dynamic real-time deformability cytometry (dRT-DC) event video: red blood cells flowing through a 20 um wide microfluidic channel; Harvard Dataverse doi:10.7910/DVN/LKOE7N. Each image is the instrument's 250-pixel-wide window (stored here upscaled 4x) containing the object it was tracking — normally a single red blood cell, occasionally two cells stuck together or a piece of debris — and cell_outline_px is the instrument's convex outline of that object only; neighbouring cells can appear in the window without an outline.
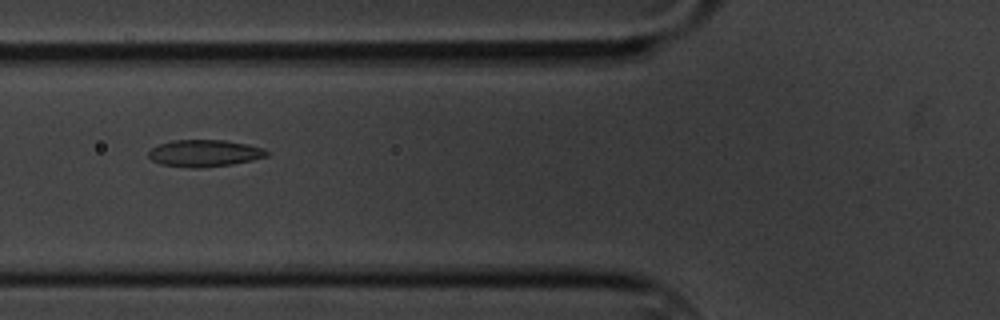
{"species": "common noctule bat (a hibernating species)", "species_latin": "Nyctalus noctula", "temperature_condition": "cold", "stored_images_in_passage": 7, "camera_frame_rate_fps": 3000, "um_per_image_px": 0.085, "animal": {"sex": "male", "body_mass_g": 20.1, "forearm_length_mm": 53.5}, "frame": {"image": 1, "passage_image": 4, "time_ms": 3.333, "image_size_px": [1000, 320], "cell_outline_px": [[268, 156], [252, 160], [232, 164], [200, 168], [192, 168], [160, 164], [152, 160], [148, 156], [148, 152], [152, 148], [160, 144], [172, 140], [224, 140], [248, 144], [264, 148], [268, 152]], "centroid_in_image_um": [17.39, 13.02], "position_along_channel_um": 108.4, "area_um2": 18.55}}
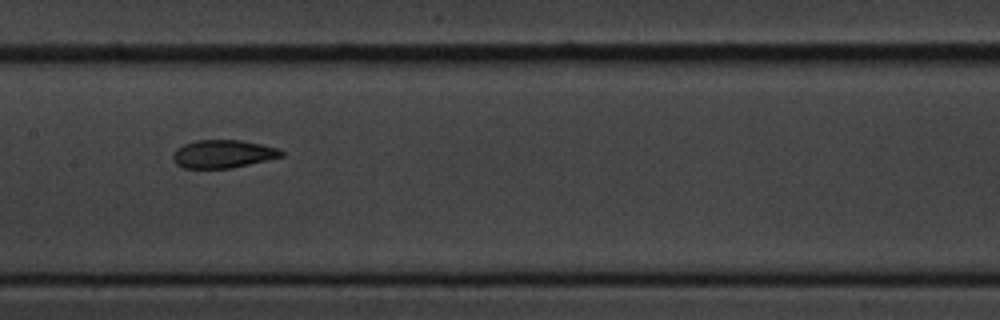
{"frame": {"image": 2, "passage_image": 6, "time_ms": 5.667, "image_size_px": [1000, 320], "cell_outline_px": [[284, 156], [232, 168], [184, 168], [176, 164], [172, 160], [172, 156], [176, 148], [184, 144], [196, 140], [240, 140], [280, 148], [284, 152]], "centroid_in_image_um": [18.95, 13.08], "position_along_channel_um": 188.4, "area_um2": 17.8}}
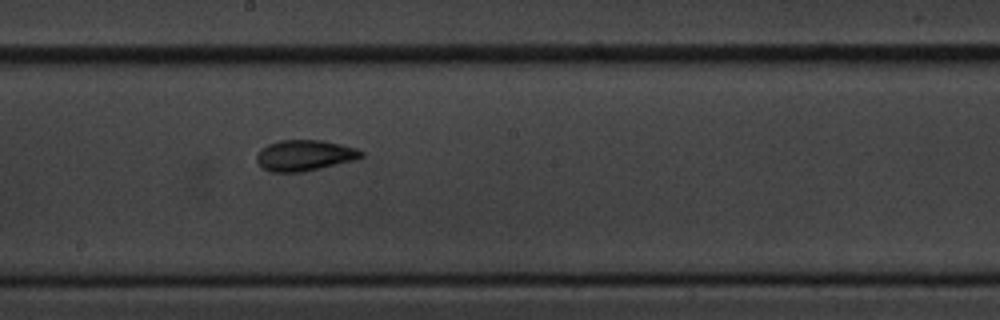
{"frame": {"image": 3, "passage_image": 7, "time_ms": 6.667, "image_size_px": [1000, 320], "cell_outline_px": [[364, 156], [352, 160], [304, 172], [272, 172], [264, 168], [256, 160], [256, 156], [260, 148], [268, 144], [280, 140], [324, 140], [356, 148], [364, 152]], "centroid_in_image_um": [25.87, 13.2], "position_along_channel_um": 222.3, "area_um2": 18.73}}